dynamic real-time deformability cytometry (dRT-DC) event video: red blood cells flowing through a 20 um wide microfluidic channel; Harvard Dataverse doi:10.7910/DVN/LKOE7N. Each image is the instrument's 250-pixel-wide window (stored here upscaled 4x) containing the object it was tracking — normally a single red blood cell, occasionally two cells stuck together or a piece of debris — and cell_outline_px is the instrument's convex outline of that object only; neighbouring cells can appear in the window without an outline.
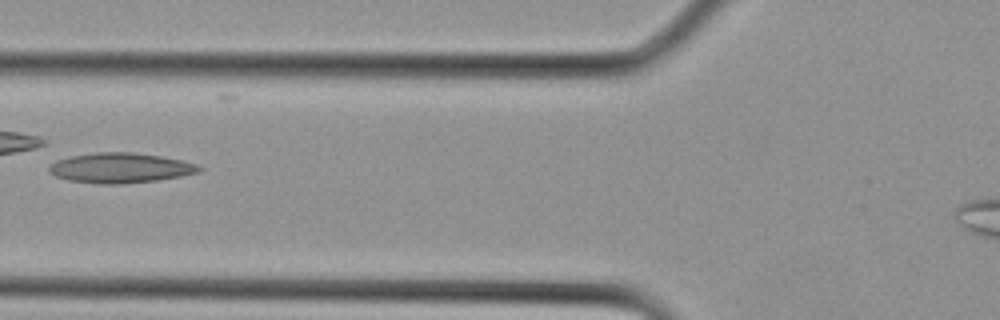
{"species": "Egyptian fruit bat (a non-hibernating species)", "species_latin": "Rousettus aegyptiacus", "temperature_condition": "cold", "stored_images_in_passage": 6, "camera_frame_rate_fps": 3000, "um_per_image_px": 0.085, "animal": {"sex": "female"}, "frame": {"image": 1, "passage_image": 5, "time_ms": 1.333, "image_size_px": [1000, 320], "cell_outline_px": [[204, 168], [200, 172], [180, 176], [156, 180], [120, 184], [100, 184], [68, 180], [56, 176], [48, 168], [56, 160], [72, 156], [100, 152], [132, 152], [160, 156], [180, 160], [196, 164]], "centroid_in_image_um": [10.25, 14.27], "position_along_channel_um": 115.5, "area_um2": 25.95}}